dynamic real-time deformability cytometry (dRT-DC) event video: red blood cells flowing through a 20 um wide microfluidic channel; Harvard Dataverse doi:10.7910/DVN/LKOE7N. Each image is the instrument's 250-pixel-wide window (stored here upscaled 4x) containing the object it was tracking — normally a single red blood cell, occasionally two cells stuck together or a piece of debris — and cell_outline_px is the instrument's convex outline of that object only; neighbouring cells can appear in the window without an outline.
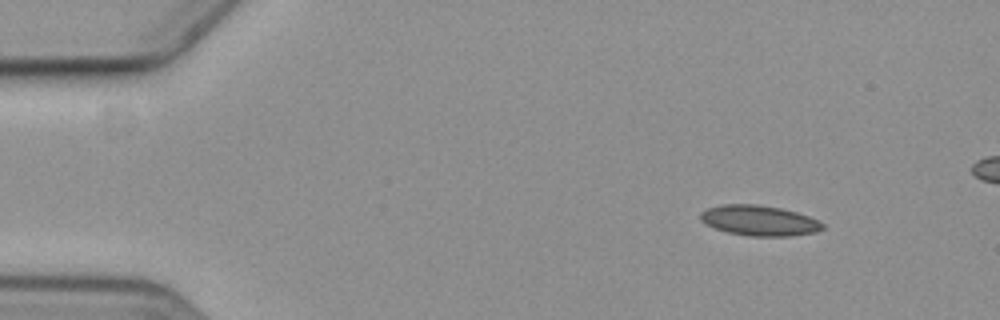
{"species": "common noctule bat (a hibernating species)", "species_latin": "Nyctalus noctula", "temperature_condition": "cold", "stored_images_in_passage": 3, "camera_frame_rate_fps": 3000, "um_per_image_px": 0.085, "animal": {"sex": "female", "body_mass_g": 19.3, "forearm_length_mm": 54.1}, "frame": {"image": 1, "passage_image": 1, "time_ms": 0.0, "image_size_px": [1000, 320], "cell_outline_px": [[824, 228], [816, 232], [792, 236], [748, 236], [728, 232], [716, 228], [700, 220], [700, 212], [708, 208], [724, 204], [756, 204], [780, 208], [796, 212], [808, 216], [824, 224]], "centroid_in_image_um": [64.54, 18.75], "position_along_channel_um": 20.5, "area_um2": 21.44}}